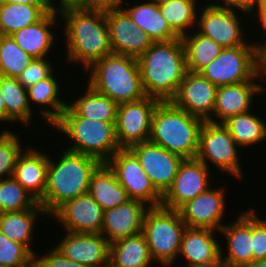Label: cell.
Segmentation results:
<instances>
[{
	"label": "cell",
	"instance_id": "7402d4cb",
	"mask_svg": "<svg viewBox=\"0 0 266 267\" xmlns=\"http://www.w3.org/2000/svg\"><path fill=\"white\" fill-rule=\"evenodd\" d=\"M265 91V85L255 81L219 86L213 115L208 121L223 123L231 116L252 110L255 94H263ZM214 116L217 118L216 120L213 118Z\"/></svg>",
	"mask_w": 266,
	"mask_h": 267
},
{
	"label": "cell",
	"instance_id": "db71d44e",
	"mask_svg": "<svg viewBox=\"0 0 266 267\" xmlns=\"http://www.w3.org/2000/svg\"><path fill=\"white\" fill-rule=\"evenodd\" d=\"M171 1H176V0H150L148 2H152V3L160 6L161 4H166V3H169Z\"/></svg>",
	"mask_w": 266,
	"mask_h": 267
},
{
	"label": "cell",
	"instance_id": "ee69618b",
	"mask_svg": "<svg viewBox=\"0 0 266 267\" xmlns=\"http://www.w3.org/2000/svg\"><path fill=\"white\" fill-rule=\"evenodd\" d=\"M224 8H230L232 10L238 9V11L251 15L256 10V0H222L220 3H213Z\"/></svg>",
	"mask_w": 266,
	"mask_h": 267
},
{
	"label": "cell",
	"instance_id": "e0dca14e",
	"mask_svg": "<svg viewBox=\"0 0 266 267\" xmlns=\"http://www.w3.org/2000/svg\"><path fill=\"white\" fill-rule=\"evenodd\" d=\"M103 215V208L86 193L64 202L49 217L58 220L66 232L100 233Z\"/></svg>",
	"mask_w": 266,
	"mask_h": 267
},
{
	"label": "cell",
	"instance_id": "f5cc1de1",
	"mask_svg": "<svg viewBox=\"0 0 266 267\" xmlns=\"http://www.w3.org/2000/svg\"><path fill=\"white\" fill-rule=\"evenodd\" d=\"M266 9V0H256V11Z\"/></svg>",
	"mask_w": 266,
	"mask_h": 267
},
{
	"label": "cell",
	"instance_id": "ac0fdd59",
	"mask_svg": "<svg viewBox=\"0 0 266 267\" xmlns=\"http://www.w3.org/2000/svg\"><path fill=\"white\" fill-rule=\"evenodd\" d=\"M225 188H208L196 198L186 202L178 211L188 228H209L220 231L226 210Z\"/></svg>",
	"mask_w": 266,
	"mask_h": 267
},
{
	"label": "cell",
	"instance_id": "b9f144b4",
	"mask_svg": "<svg viewBox=\"0 0 266 267\" xmlns=\"http://www.w3.org/2000/svg\"><path fill=\"white\" fill-rule=\"evenodd\" d=\"M252 209V253L253 261L266 259V220H262Z\"/></svg>",
	"mask_w": 266,
	"mask_h": 267
},
{
	"label": "cell",
	"instance_id": "74e56055",
	"mask_svg": "<svg viewBox=\"0 0 266 267\" xmlns=\"http://www.w3.org/2000/svg\"><path fill=\"white\" fill-rule=\"evenodd\" d=\"M38 203L13 176L0 180V213L33 209Z\"/></svg>",
	"mask_w": 266,
	"mask_h": 267
},
{
	"label": "cell",
	"instance_id": "6da1fadb",
	"mask_svg": "<svg viewBox=\"0 0 266 267\" xmlns=\"http://www.w3.org/2000/svg\"><path fill=\"white\" fill-rule=\"evenodd\" d=\"M65 20L66 62H80L89 69L96 61L113 53L105 9L70 8L59 13Z\"/></svg>",
	"mask_w": 266,
	"mask_h": 267
},
{
	"label": "cell",
	"instance_id": "52a82bcc",
	"mask_svg": "<svg viewBox=\"0 0 266 267\" xmlns=\"http://www.w3.org/2000/svg\"><path fill=\"white\" fill-rule=\"evenodd\" d=\"M186 224L178 210L163 206L149 207L144 215L142 233L146 238L151 256L155 263L172 267L181 246Z\"/></svg>",
	"mask_w": 266,
	"mask_h": 267
},
{
	"label": "cell",
	"instance_id": "f907efd6",
	"mask_svg": "<svg viewBox=\"0 0 266 267\" xmlns=\"http://www.w3.org/2000/svg\"><path fill=\"white\" fill-rule=\"evenodd\" d=\"M261 74H266V48L260 53Z\"/></svg>",
	"mask_w": 266,
	"mask_h": 267
},
{
	"label": "cell",
	"instance_id": "7dc6e473",
	"mask_svg": "<svg viewBox=\"0 0 266 267\" xmlns=\"http://www.w3.org/2000/svg\"><path fill=\"white\" fill-rule=\"evenodd\" d=\"M55 0H0L4 3H22L27 5H52L54 11H56V5L54 4Z\"/></svg>",
	"mask_w": 266,
	"mask_h": 267
},
{
	"label": "cell",
	"instance_id": "60d3db41",
	"mask_svg": "<svg viewBox=\"0 0 266 267\" xmlns=\"http://www.w3.org/2000/svg\"><path fill=\"white\" fill-rule=\"evenodd\" d=\"M47 58H34L30 65L17 77L18 81L26 89L35 85L38 81L49 78L53 74L55 69H53V65Z\"/></svg>",
	"mask_w": 266,
	"mask_h": 267
},
{
	"label": "cell",
	"instance_id": "f35d334b",
	"mask_svg": "<svg viewBox=\"0 0 266 267\" xmlns=\"http://www.w3.org/2000/svg\"><path fill=\"white\" fill-rule=\"evenodd\" d=\"M22 148L19 135L9 130L0 134V180L13 176L17 159L24 150Z\"/></svg>",
	"mask_w": 266,
	"mask_h": 267
},
{
	"label": "cell",
	"instance_id": "277c9868",
	"mask_svg": "<svg viewBox=\"0 0 266 267\" xmlns=\"http://www.w3.org/2000/svg\"><path fill=\"white\" fill-rule=\"evenodd\" d=\"M204 122L171 101H160L152 114L149 141L184 159L195 158Z\"/></svg>",
	"mask_w": 266,
	"mask_h": 267
},
{
	"label": "cell",
	"instance_id": "f1b7e54d",
	"mask_svg": "<svg viewBox=\"0 0 266 267\" xmlns=\"http://www.w3.org/2000/svg\"><path fill=\"white\" fill-rule=\"evenodd\" d=\"M41 214L47 216L43 207L38 203L33 209L23 210L18 212H5L0 213V231L2 234L20 244H23L33 255L34 250L30 247L31 239L37 215Z\"/></svg>",
	"mask_w": 266,
	"mask_h": 267
},
{
	"label": "cell",
	"instance_id": "e575fe53",
	"mask_svg": "<svg viewBox=\"0 0 266 267\" xmlns=\"http://www.w3.org/2000/svg\"><path fill=\"white\" fill-rule=\"evenodd\" d=\"M188 34L181 37L185 49L187 71L199 73L218 57L224 48L213 39L198 32Z\"/></svg>",
	"mask_w": 266,
	"mask_h": 267
},
{
	"label": "cell",
	"instance_id": "bcb514c9",
	"mask_svg": "<svg viewBox=\"0 0 266 267\" xmlns=\"http://www.w3.org/2000/svg\"><path fill=\"white\" fill-rule=\"evenodd\" d=\"M59 7H56L58 13L70 8H89V0H60Z\"/></svg>",
	"mask_w": 266,
	"mask_h": 267
},
{
	"label": "cell",
	"instance_id": "2e32d148",
	"mask_svg": "<svg viewBox=\"0 0 266 267\" xmlns=\"http://www.w3.org/2000/svg\"><path fill=\"white\" fill-rule=\"evenodd\" d=\"M217 88L200 73L187 71L170 101L189 114L208 121L213 115Z\"/></svg>",
	"mask_w": 266,
	"mask_h": 267
},
{
	"label": "cell",
	"instance_id": "f6af8a7d",
	"mask_svg": "<svg viewBox=\"0 0 266 267\" xmlns=\"http://www.w3.org/2000/svg\"><path fill=\"white\" fill-rule=\"evenodd\" d=\"M124 0H89V8L109 9L123 7Z\"/></svg>",
	"mask_w": 266,
	"mask_h": 267
},
{
	"label": "cell",
	"instance_id": "8fae6325",
	"mask_svg": "<svg viewBox=\"0 0 266 267\" xmlns=\"http://www.w3.org/2000/svg\"><path fill=\"white\" fill-rule=\"evenodd\" d=\"M159 99L144 98L118 104L116 117V138L121 149L149 141L152 114Z\"/></svg>",
	"mask_w": 266,
	"mask_h": 267
},
{
	"label": "cell",
	"instance_id": "ab89813d",
	"mask_svg": "<svg viewBox=\"0 0 266 267\" xmlns=\"http://www.w3.org/2000/svg\"><path fill=\"white\" fill-rule=\"evenodd\" d=\"M0 265L34 267V255L23 244L6 238L0 231Z\"/></svg>",
	"mask_w": 266,
	"mask_h": 267
},
{
	"label": "cell",
	"instance_id": "c3c4849f",
	"mask_svg": "<svg viewBox=\"0 0 266 267\" xmlns=\"http://www.w3.org/2000/svg\"><path fill=\"white\" fill-rule=\"evenodd\" d=\"M256 15L258 18L257 20H259V23H261L263 31L265 32L264 35H266V9L257 10ZM263 38H266V37L263 36ZM264 41H265V43H263V45L261 43L260 44L255 43V46L260 53L266 48V39Z\"/></svg>",
	"mask_w": 266,
	"mask_h": 267
},
{
	"label": "cell",
	"instance_id": "8d00e7d4",
	"mask_svg": "<svg viewBox=\"0 0 266 267\" xmlns=\"http://www.w3.org/2000/svg\"><path fill=\"white\" fill-rule=\"evenodd\" d=\"M33 59L11 35H0V76L17 78Z\"/></svg>",
	"mask_w": 266,
	"mask_h": 267
},
{
	"label": "cell",
	"instance_id": "11a10c76",
	"mask_svg": "<svg viewBox=\"0 0 266 267\" xmlns=\"http://www.w3.org/2000/svg\"><path fill=\"white\" fill-rule=\"evenodd\" d=\"M263 79H266V74H261Z\"/></svg>",
	"mask_w": 266,
	"mask_h": 267
},
{
	"label": "cell",
	"instance_id": "d4e9b609",
	"mask_svg": "<svg viewBox=\"0 0 266 267\" xmlns=\"http://www.w3.org/2000/svg\"><path fill=\"white\" fill-rule=\"evenodd\" d=\"M57 11L47 13L40 21L28 25L11 34L17 45L33 58L48 57L49 51L54 46V32L50 27L56 24L60 14Z\"/></svg>",
	"mask_w": 266,
	"mask_h": 267
},
{
	"label": "cell",
	"instance_id": "9a60e30c",
	"mask_svg": "<svg viewBox=\"0 0 266 267\" xmlns=\"http://www.w3.org/2000/svg\"><path fill=\"white\" fill-rule=\"evenodd\" d=\"M129 149L138 158L155 189L163 196L172 185L184 158L151 141L135 144Z\"/></svg>",
	"mask_w": 266,
	"mask_h": 267
},
{
	"label": "cell",
	"instance_id": "484cf974",
	"mask_svg": "<svg viewBox=\"0 0 266 267\" xmlns=\"http://www.w3.org/2000/svg\"><path fill=\"white\" fill-rule=\"evenodd\" d=\"M88 193L103 210L118 207L131 200L107 163H101L93 172Z\"/></svg>",
	"mask_w": 266,
	"mask_h": 267
},
{
	"label": "cell",
	"instance_id": "5b68a950",
	"mask_svg": "<svg viewBox=\"0 0 266 267\" xmlns=\"http://www.w3.org/2000/svg\"><path fill=\"white\" fill-rule=\"evenodd\" d=\"M86 72H90L88 84L117 104L146 96L136 58L112 53L96 61Z\"/></svg>",
	"mask_w": 266,
	"mask_h": 267
},
{
	"label": "cell",
	"instance_id": "3957f363",
	"mask_svg": "<svg viewBox=\"0 0 266 267\" xmlns=\"http://www.w3.org/2000/svg\"><path fill=\"white\" fill-rule=\"evenodd\" d=\"M49 157L47 187L38 201L49 217L64 202L88 193L90 179L101 162L65 149L59 160Z\"/></svg>",
	"mask_w": 266,
	"mask_h": 267
},
{
	"label": "cell",
	"instance_id": "681fc988",
	"mask_svg": "<svg viewBox=\"0 0 266 267\" xmlns=\"http://www.w3.org/2000/svg\"><path fill=\"white\" fill-rule=\"evenodd\" d=\"M0 121L6 122V106H5V100L1 96L0 93Z\"/></svg>",
	"mask_w": 266,
	"mask_h": 267
},
{
	"label": "cell",
	"instance_id": "d6a6232c",
	"mask_svg": "<svg viewBox=\"0 0 266 267\" xmlns=\"http://www.w3.org/2000/svg\"><path fill=\"white\" fill-rule=\"evenodd\" d=\"M87 91L69 106L80 116L89 120L116 123L118 104L108 96L97 92L87 84Z\"/></svg>",
	"mask_w": 266,
	"mask_h": 267
},
{
	"label": "cell",
	"instance_id": "cb8c5ba5",
	"mask_svg": "<svg viewBox=\"0 0 266 267\" xmlns=\"http://www.w3.org/2000/svg\"><path fill=\"white\" fill-rule=\"evenodd\" d=\"M48 164L49 156L45 152L30 147L19 155L14 168L13 177L38 201L47 187Z\"/></svg>",
	"mask_w": 266,
	"mask_h": 267
},
{
	"label": "cell",
	"instance_id": "603a6c76",
	"mask_svg": "<svg viewBox=\"0 0 266 267\" xmlns=\"http://www.w3.org/2000/svg\"><path fill=\"white\" fill-rule=\"evenodd\" d=\"M139 200H129L118 207L104 210L101 234L109 243L142 232L144 215L149 208Z\"/></svg>",
	"mask_w": 266,
	"mask_h": 267
},
{
	"label": "cell",
	"instance_id": "5bb4252c",
	"mask_svg": "<svg viewBox=\"0 0 266 267\" xmlns=\"http://www.w3.org/2000/svg\"><path fill=\"white\" fill-rule=\"evenodd\" d=\"M105 16L113 54L138 59L154 43L122 7L105 9Z\"/></svg>",
	"mask_w": 266,
	"mask_h": 267
},
{
	"label": "cell",
	"instance_id": "30bf717a",
	"mask_svg": "<svg viewBox=\"0 0 266 267\" xmlns=\"http://www.w3.org/2000/svg\"><path fill=\"white\" fill-rule=\"evenodd\" d=\"M106 163L130 199L142 201L148 207L161 206L162 195L155 189L130 149L118 150Z\"/></svg>",
	"mask_w": 266,
	"mask_h": 267
},
{
	"label": "cell",
	"instance_id": "ffe728a7",
	"mask_svg": "<svg viewBox=\"0 0 266 267\" xmlns=\"http://www.w3.org/2000/svg\"><path fill=\"white\" fill-rule=\"evenodd\" d=\"M236 222L224 223L220 229L227 242V255L221 246V265L223 267H242L253 262L252 253V209L238 214Z\"/></svg>",
	"mask_w": 266,
	"mask_h": 267
},
{
	"label": "cell",
	"instance_id": "83f0119b",
	"mask_svg": "<svg viewBox=\"0 0 266 267\" xmlns=\"http://www.w3.org/2000/svg\"><path fill=\"white\" fill-rule=\"evenodd\" d=\"M133 5L127 9L122 8L130 15L135 26L145 31L153 42H165L179 38L162 16L158 5L148 2V0Z\"/></svg>",
	"mask_w": 266,
	"mask_h": 267
},
{
	"label": "cell",
	"instance_id": "9c48e42d",
	"mask_svg": "<svg viewBox=\"0 0 266 267\" xmlns=\"http://www.w3.org/2000/svg\"><path fill=\"white\" fill-rule=\"evenodd\" d=\"M238 148L239 146L223 123L205 121L200 130L199 146L195 158L208 168L213 164V168L215 165L220 172L242 179Z\"/></svg>",
	"mask_w": 266,
	"mask_h": 267
},
{
	"label": "cell",
	"instance_id": "1f68e13d",
	"mask_svg": "<svg viewBox=\"0 0 266 267\" xmlns=\"http://www.w3.org/2000/svg\"><path fill=\"white\" fill-rule=\"evenodd\" d=\"M0 93L5 100L7 123L17 121L29 127L33 111L29 104L27 89L17 78L0 76Z\"/></svg>",
	"mask_w": 266,
	"mask_h": 267
},
{
	"label": "cell",
	"instance_id": "7a4b0ae2",
	"mask_svg": "<svg viewBox=\"0 0 266 267\" xmlns=\"http://www.w3.org/2000/svg\"><path fill=\"white\" fill-rule=\"evenodd\" d=\"M137 60L146 96L170 101L187 73L182 38L154 42Z\"/></svg>",
	"mask_w": 266,
	"mask_h": 267
},
{
	"label": "cell",
	"instance_id": "44dd1931",
	"mask_svg": "<svg viewBox=\"0 0 266 267\" xmlns=\"http://www.w3.org/2000/svg\"><path fill=\"white\" fill-rule=\"evenodd\" d=\"M215 230L188 228L183 232L179 256L186 259L185 267H221V244L214 239ZM218 241V242H217Z\"/></svg>",
	"mask_w": 266,
	"mask_h": 267
},
{
	"label": "cell",
	"instance_id": "836d02e7",
	"mask_svg": "<svg viewBox=\"0 0 266 267\" xmlns=\"http://www.w3.org/2000/svg\"><path fill=\"white\" fill-rule=\"evenodd\" d=\"M252 111L231 116L223 125L239 147H250L266 140V122Z\"/></svg>",
	"mask_w": 266,
	"mask_h": 267
},
{
	"label": "cell",
	"instance_id": "8992f818",
	"mask_svg": "<svg viewBox=\"0 0 266 267\" xmlns=\"http://www.w3.org/2000/svg\"><path fill=\"white\" fill-rule=\"evenodd\" d=\"M115 124L80 117L68 104L51 127L72 139L73 143L67 146V150L106 163L121 149L116 138Z\"/></svg>",
	"mask_w": 266,
	"mask_h": 267
},
{
	"label": "cell",
	"instance_id": "d6986e66",
	"mask_svg": "<svg viewBox=\"0 0 266 267\" xmlns=\"http://www.w3.org/2000/svg\"><path fill=\"white\" fill-rule=\"evenodd\" d=\"M64 235L55 248L65 258L86 267L109 266L110 243L101 233L67 232Z\"/></svg>",
	"mask_w": 266,
	"mask_h": 267
},
{
	"label": "cell",
	"instance_id": "4dcf8cb0",
	"mask_svg": "<svg viewBox=\"0 0 266 267\" xmlns=\"http://www.w3.org/2000/svg\"><path fill=\"white\" fill-rule=\"evenodd\" d=\"M58 79H56L55 74L51 75L49 78L38 81L35 85L27 88L29 104L31 107V102L41 105V118L50 125L51 127L61 116L63 110L68 106V102L59 99L60 85L58 84ZM49 106L48 108H42V106Z\"/></svg>",
	"mask_w": 266,
	"mask_h": 267
},
{
	"label": "cell",
	"instance_id": "ba28073f",
	"mask_svg": "<svg viewBox=\"0 0 266 267\" xmlns=\"http://www.w3.org/2000/svg\"><path fill=\"white\" fill-rule=\"evenodd\" d=\"M199 73L217 87L257 79L260 81V52L255 45L224 48L219 56Z\"/></svg>",
	"mask_w": 266,
	"mask_h": 267
},
{
	"label": "cell",
	"instance_id": "d590c367",
	"mask_svg": "<svg viewBox=\"0 0 266 267\" xmlns=\"http://www.w3.org/2000/svg\"><path fill=\"white\" fill-rule=\"evenodd\" d=\"M197 1L176 0L159 6L162 16L179 37L188 34L191 31L188 29L197 23Z\"/></svg>",
	"mask_w": 266,
	"mask_h": 267
},
{
	"label": "cell",
	"instance_id": "7c38bea8",
	"mask_svg": "<svg viewBox=\"0 0 266 267\" xmlns=\"http://www.w3.org/2000/svg\"><path fill=\"white\" fill-rule=\"evenodd\" d=\"M203 7L200 17H197L198 33L213 39L223 48L254 45L242 36L244 34L243 26H241V20L235 10L212 3L211 5L207 3Z\"/></svg>",
	"mask_w": 266,
	"mask_h": 267
},
{
	"label": "cell",
	"instance_id": "4fadbf2b",
	"mask_svg": "<svg viewBox=\"0 0 266 267\" xmlns=\"http://www.w3.org/2000/svg\"><path fill=\"white\" fill-rule=\"evenodd\" d=\"M211 169L196 158L184 159L172 185L162 196L161 206L178 210L212 186Z\"/></svg>",
	"mask_w": 266,
	"mask_h": 267
},
{
	"label": "cell",
	"instance_id": "7bdbcfd3",
	"mask_svg": "<svg viewBox=\"0 0 266 267\" xmlns=\"http://www.w3.org/2000/svg\"><path fill=\"white\" fill-rule=\"evenodd\" d=\"M34 255V267H86L78 262L65 258L60 251L52 248L44 256Z\"/></svg>",
	"mask_w": 266,
	"mask_h": 267
},
{
	"label": "cell",
	"instance_id": "f546056e",
	"mask_svg": "<svg viewBox=\"0 0 266 267\" xmlns=\"http://www.w3.org/2000/svg\"><path fill=\"white\" fill-rule=\"evenodd\" d=\"M54 11L52 5L0 2V35H11Z\"/></svg>",
	"mask_w": 266,
	"mask_h": 267
},
{
	"label": "cell",
	"instance_id": "4316f807",
	"mask_svg": "<svg viewBox=\"0 0 266 267\" xmlns=\"http://www.w3.org/2000/svg\"><path fill=\"white\" fill-rule=\"evenodd\" d=\"M154 262L142 232L109 245L108 267H150Z\"/></svg>",
	"mask_w": 266,
	"mask_h": 267
},
{
	"label": "cell",
	"instance_id": "816d5d0a",
	"mask_svg": "<svg viewBox=\"0 0 266 267\" xmlns=\"http://www.w3.org/2000/svg\"><path fill=\"white\" fill-rule=\"evenodd\" d=\"M242 267H266V259L253 261L249 264L243 265Z\"/></svg>",
	"mask_w": 266,
	"mask_h": 267
}]
</instances>
